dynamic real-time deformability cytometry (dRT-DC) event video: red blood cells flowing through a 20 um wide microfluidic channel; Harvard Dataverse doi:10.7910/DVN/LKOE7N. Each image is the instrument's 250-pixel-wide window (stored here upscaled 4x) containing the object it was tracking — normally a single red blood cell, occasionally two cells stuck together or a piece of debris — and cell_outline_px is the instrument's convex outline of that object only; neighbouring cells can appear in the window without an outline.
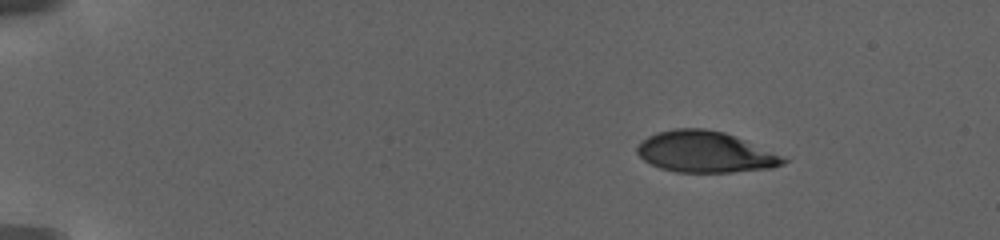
{"species": "human", "species_latin": "Homo sapiens", "temperature_condition": "warm", "stored_images_in_passage": 18, "camera_frame_rate_fps": 3000, "um_per_image_px": 0.085, "donor": {"sex": "female"}, "frame": {"image": 1, "passage_image": 1, "time_ms": 0.0, "image_size_px": [1000, 240], "cell_outline_px": [[788, 160], [784, 164], [772, 168], [732, 172], [676, 172], [660, 168], [644, 160], [636, 152], [636, 148], [648, 136], [656, 132], [676, 128], [704, 128], [724, 132], [780, 156]], "centroid_in_image_um": [59.88, 12.92], "position_along_channel_um": 25.1, "area_um2": 34.51}}
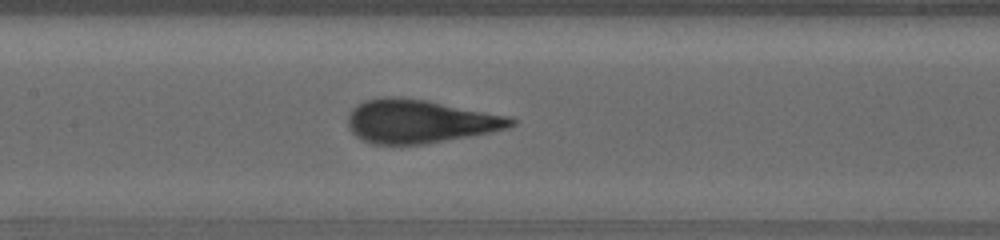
{"frame": {"image": 2, "passage_image": 16, "time_ms": 9.0, "image_size_px": [1000, 240], "cell_outline_px": [[516, 124], [508, 128], [492, 132], [424, 144], [372, 144], [356, 136], [348, 128], [348, 116], [352, 108], [356, 104], [364, 100], [380, 96], [400, 96], [428, 100], [508, 116], [516, 120]], "centroid_in_image_um": [35.65, 10.29], "position_along_channel_um": 171.8, "area_um2": 41.56}}
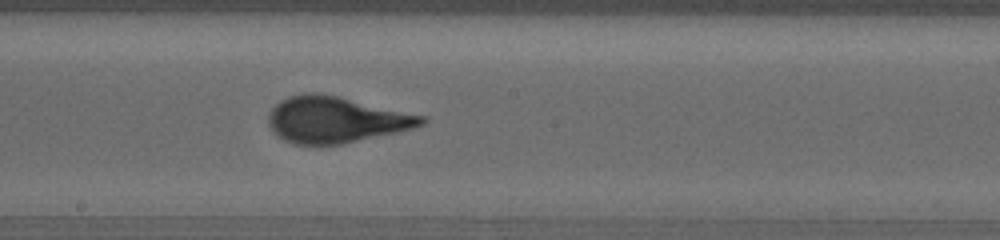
{"frame": {"image": 3, "passage_image": 18, "time_ms": 10.667, "image_size_px": [1000, 240], "cell_outline_px": [[428, 120], [424, 124], [412, 128], [396, 132], [340, 144], [292, 144], [276, 136], [268, 124], [268, 112], [280, 100], [288, 96], [304, 92], [316, 92], [336, 96], [424, 116]], "centroid_in_image_um": [28.47, 10.17], "position_along_channel_um": 219.7, "area_um2": 40.86}}